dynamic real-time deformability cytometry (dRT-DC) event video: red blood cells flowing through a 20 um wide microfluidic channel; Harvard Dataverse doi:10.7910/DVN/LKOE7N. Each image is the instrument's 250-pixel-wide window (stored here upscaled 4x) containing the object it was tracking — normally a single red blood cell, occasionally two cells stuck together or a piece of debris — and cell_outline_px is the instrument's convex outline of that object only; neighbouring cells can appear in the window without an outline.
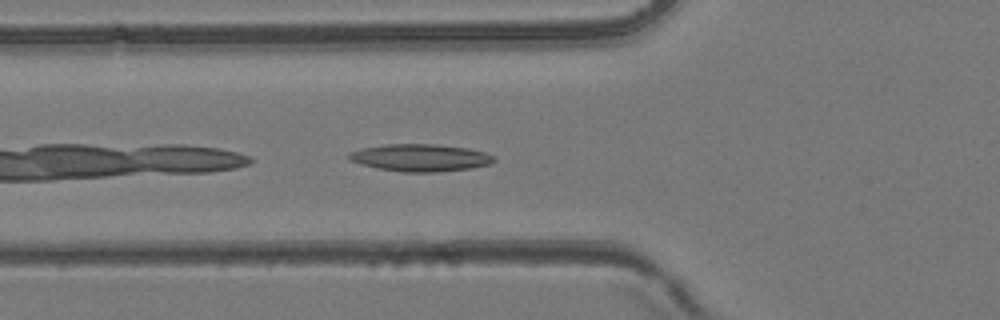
{"species": "common noctule bat (a hibernating species)", "species_latin": "Nyctalus noctula", "temperature_condition": "room temperature", "stored_images_in_passage": 5, "camera_frame_rate_fps": 3000, "um_per_image_px": 0.085, "animal": {"sex": "female", "body_mass_g": 24.6, "forearm_length_mm": 56.2}, "frame": {"image": 1, "passage_image": 2, "time_ms": 0.333, "image_size_px": [1000, 320], "cell_outline_px": [[496, 160], [488, 164], [472, 168], [436, 172], [404, 172], [376, 168], [360, 164], [348, 160], [348, 156], [352, 152], [360, 148], [384, 144], [436, 144], [468, 148], [484, 152], [496, 156]], "centroid_in_image_um": [35.72, 13.4], "position_along_channel_um": 90.1, "area_um2": 23.18}}